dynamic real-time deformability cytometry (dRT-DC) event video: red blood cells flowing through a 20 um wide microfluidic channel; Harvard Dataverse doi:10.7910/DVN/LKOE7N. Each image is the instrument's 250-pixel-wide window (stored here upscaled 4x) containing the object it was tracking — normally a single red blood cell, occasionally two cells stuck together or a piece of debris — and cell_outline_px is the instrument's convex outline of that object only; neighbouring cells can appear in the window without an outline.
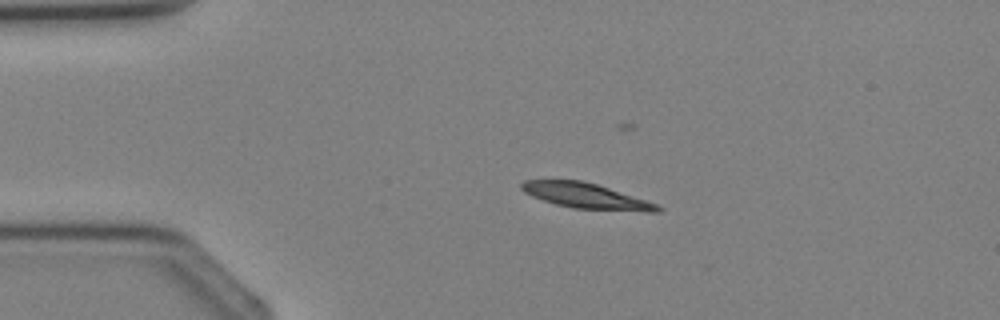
{"species": "Egyptian fruit bat (a non-hibernating species)", "species_latin": "Rousettus aegyptiacus", "temperature_condition": "cold", "stored_images_in_passage": 3, "camera_frame_rate_fps": 3000, "um_per_image_px": 0.085, "animal": {"sex": "female"}, "frame": {"image": 1, "passage_image": 2, "time_ms": 1.0, "image_size_px": [1000, 320], "cell_outline_px": [[664, 208], [660, 212], [648, 212], [572, 208], [556, 204], [532, 196], [524, 192], [520, 188], [520, 184], [524, 180], [580, 180], [596, 184], [656, 204]], "centroid_in_image_um": [49.79, 16.66], "position_along_channel_um": 35.2, "area_um2": 19.83}}
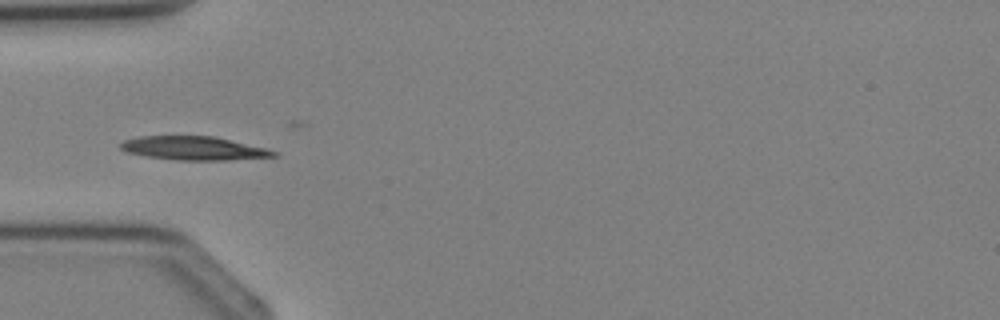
{"frame": {"image": 2, "passage_image": 3, "time_ms": 2.333, "image_size_px": [1000, 320], "cell_outline_px": [[276, 156], [228, 160], [176, 160], [144, 156], [128, 152], [120, 148], [120, 144], [124, 140], [140, 136], [216, 136], [264, 148], [276, 152]], "centroid_in_image_um": [16.43, 12.6], "position_along_channel_um": 68.6, "area_um2": 20.92}}